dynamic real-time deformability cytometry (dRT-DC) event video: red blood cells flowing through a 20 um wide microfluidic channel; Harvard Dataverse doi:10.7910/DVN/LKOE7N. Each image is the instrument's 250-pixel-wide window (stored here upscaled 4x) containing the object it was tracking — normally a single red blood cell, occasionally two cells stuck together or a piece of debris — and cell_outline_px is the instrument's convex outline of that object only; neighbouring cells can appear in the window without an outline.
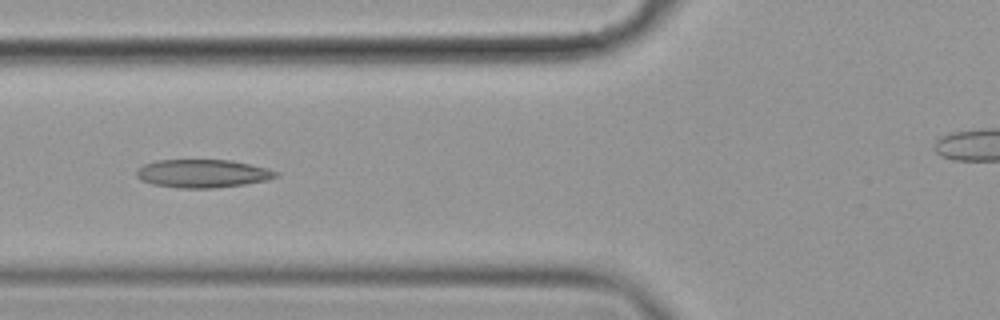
{"species": "common noctule bat (a hibernating species)", "species_latin": "Nyctalus noctula", "temperature_condition": "cold", "stored_images_in_passage": 6, "segment_of_instrument_passage": [1, 2], "camera_frame_rate_fps": 3000, "um_per_image_px": 0.085, "animal": {"sex": "female", "body_mass_g": 19.9}, "frame": {"image": 1, "passage_image": 4, "time_ms": 1.0, "image_size_px": [1000, 320], "cell_outline_px": [[280, 172], [276, 176], [268, 180], [244, 184], [212, 188], [176, 188], [152, 184], [140, 180], [136, 176], [136, 168], [144, 164], [156, 160], [232, 160], [268, 168]], "centroid_in_image_um": [17.19, 14.74], "position_along_channel_um": 108.6, "area_um2": 23.06}}
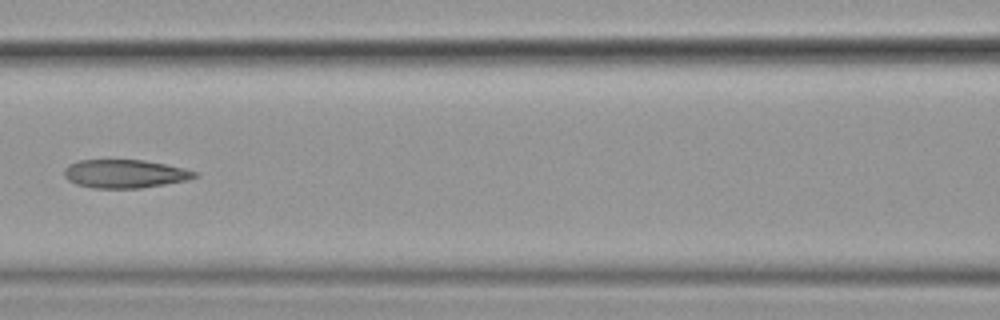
{"frame": {"image": 2, "passage_image": 5, "time_ms": 1.333, "image_size_px": [1000, 320], "cell_outline_px": [[200, 176], [188, 180], [140, 188], [92, 188], [76, 184], [68, 180], [64, 176], [64, 168], [68, 164], [80, 160], [144, 160], [184, 168], [196, 172]], "centroid_in_image_um": [10.6, 14.77], "position_along_channel_um": 156.0, "area_um2": 21.62}}